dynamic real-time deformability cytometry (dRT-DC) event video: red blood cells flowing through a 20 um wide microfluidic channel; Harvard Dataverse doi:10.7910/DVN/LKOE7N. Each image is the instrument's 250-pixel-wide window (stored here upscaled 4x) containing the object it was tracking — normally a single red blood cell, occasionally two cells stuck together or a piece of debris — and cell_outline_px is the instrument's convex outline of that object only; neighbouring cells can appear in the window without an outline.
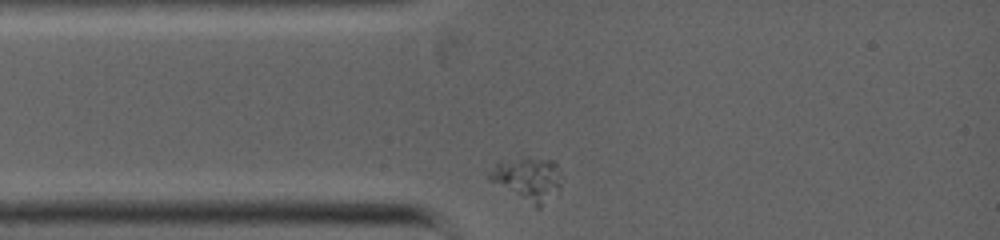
{"species": "common noctule bat (a hibernating species)", "species_latin": "Nyctalus noctula", "temperature_condition": "warm", "stored_images_in_passage": 20, "camera_frame_rate_fps": 5000, "um_per_image_px": 0.085, "animal": {"sex": "female", "body_mass_g": 19.0, "forearm_length_mm": 53.3}, "frame": {"image": 1, "passage_image": 1, "time_ms": 0.0, "image_size_px": [1000, 240], "cell_outline_px": [[564, 176], [560, 184], [540, 208], [536, 208], [488, 180], [488, 176], [496, 164], [500, 160], [524, 156], [528, 156], [552, 160], [556, 164]], "centroid_in_image_um": [44.85, 15.16], "position_along_channel_um": 40.2, "area_um2": 18.5}}
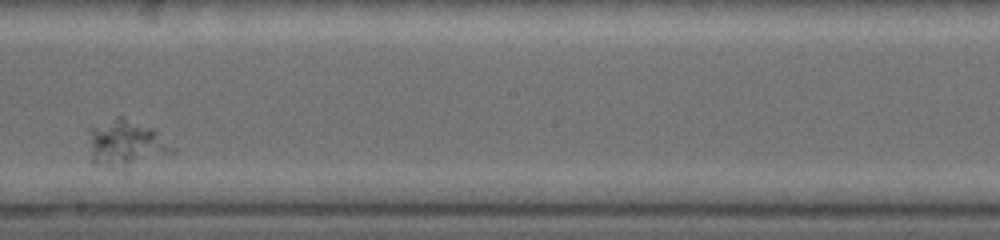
{"frame": {"image": 2, "passage_image": 12, "time_ms": 4.6, "image_size_px": [1000, 240], "cell_outline_px": [[176, 152], [124, 176], [92, 164], [88, 132], [88, 128], [116, 116], [124, 116], [152, 128]], "centroid_in_image_um": [10.68, 12.37], "position_along_channel_um": 237.5, "area_um2": 24.85}}
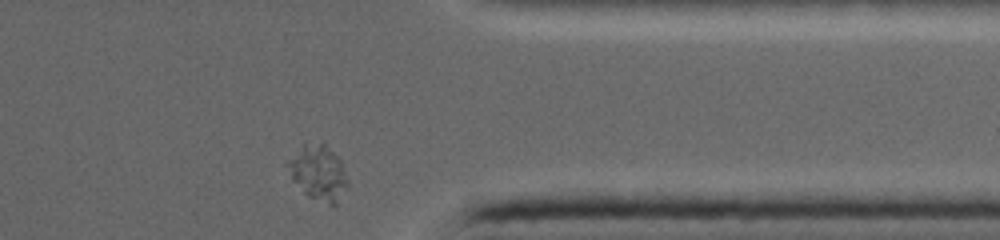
{"frame": {"image": 3, "passage_image": 20, "time_ms": 8.0, "image_size_px": [1000, 240], "cell_outline_px": [[348, 184], [336, 204], [328, 204], [308, 196], [292, 180], [284, 164], [284, 160], [300, 144], [324, 144], [340, 160], [348, 180]], "centroid_in_image_um": [26.97, 14.66], "position_along_channel_um": 384.4, "area_um2": 19.25}}